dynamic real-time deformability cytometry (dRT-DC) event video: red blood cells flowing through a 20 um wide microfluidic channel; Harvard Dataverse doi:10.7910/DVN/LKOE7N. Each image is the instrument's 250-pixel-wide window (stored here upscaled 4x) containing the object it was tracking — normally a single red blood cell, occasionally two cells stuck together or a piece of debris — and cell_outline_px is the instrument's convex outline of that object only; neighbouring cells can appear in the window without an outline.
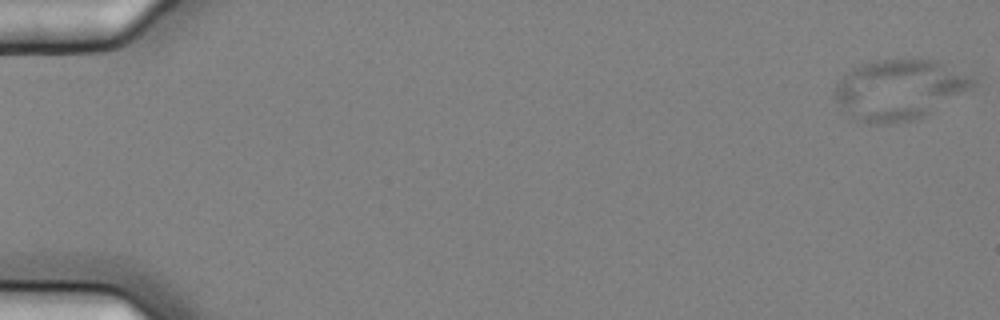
{"species": "common noctule bat (a hibernating species)", "species_latin": "Nyctalus noctula", "temperature_condition": "cold", "stored_images_in_passage": 5, "camera_frame_rate_fps": 3000, "um_per_image_px": 0.085, "animal": {"sex": "female", "body_mass_g": 25.1}, "frame": {"image": 1, "passage_image": 1, "time_ms": 0.0, "image_size_px": [1000, 320], "cell_outline_px": [[976, 84], [972, 88], [924, 116], [912, 120], [884, 124], [868, 124], [856, 120], [836, 100], [836, 84], [852, 68], [860, 64], [880, 60], [936, 60], [972, 76], [976, 80]], "centroid_in_image_um": [76.46, 7.62], "position_along_channel_um": 8.5, "area_um2": 47.8}}
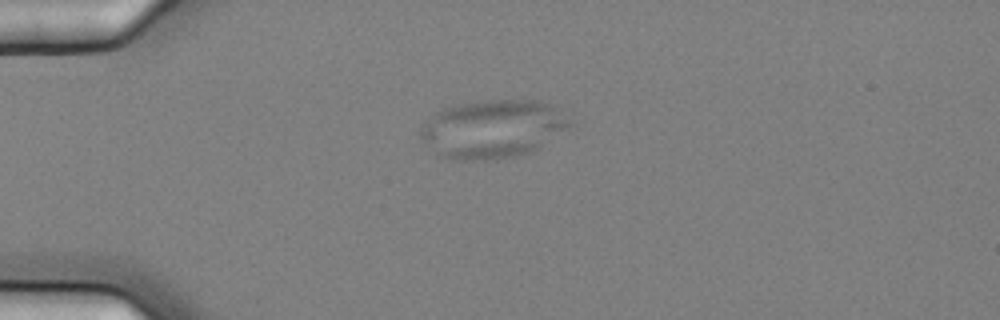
{"frame": {"image": 2, "passage_image": 5, "time_ms": 1.333, "image_size_px": [1000, 320], "cell_outline_px": [[572, 124], [540, 148], [532, 152], [496, 160], [456, 160], [444, 156], [436, 152], [420, 136], [420, 124], [436, 112], [444, 108], [456, 104], [484, 100], [540, 100], [552, 104], [572, 120]], "centroid_in_image_um": [41.9, 10.94], "position_along_channel_um": 43.1, "area_um2": 50.86}}